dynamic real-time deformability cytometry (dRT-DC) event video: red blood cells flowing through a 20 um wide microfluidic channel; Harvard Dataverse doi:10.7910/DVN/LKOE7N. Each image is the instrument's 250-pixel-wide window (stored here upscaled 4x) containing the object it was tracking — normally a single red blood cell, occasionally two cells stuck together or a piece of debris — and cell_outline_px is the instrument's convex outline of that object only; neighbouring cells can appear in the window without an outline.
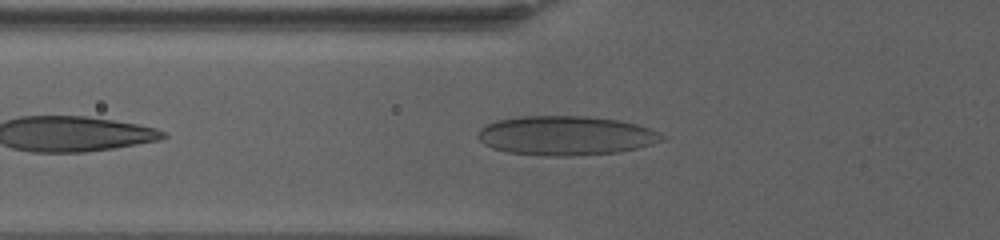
{"species": "human", "species_latin": "Homo sapiens", "temperature_condition": "warm", "stored_images_in_passage": 51, "camera_frame_rate_fps": 3000, "um_per_image_px": 0.085, "donor": {"sex": "female"}, "frame": {"image": 1, "passage_image": 6, "time_ms": 1.667, "image_size_px": [1000, 240], "cell_outline_px": [[668, 136], [664, 140], [652, 144], [636, 148], [616, 152], [568, 156], [544, 156], [508, 152], [492, 148], [484, 144], [476, 136], [476, 132], [484, 124], [496, 120], [520, 116], [588, 116], [620, 120], [636, 124], [660, 132]], "centroid_in_image_um": [48.07, 11.52], "position_along_channel_um": 77.7, "area_um2": 42.48}}
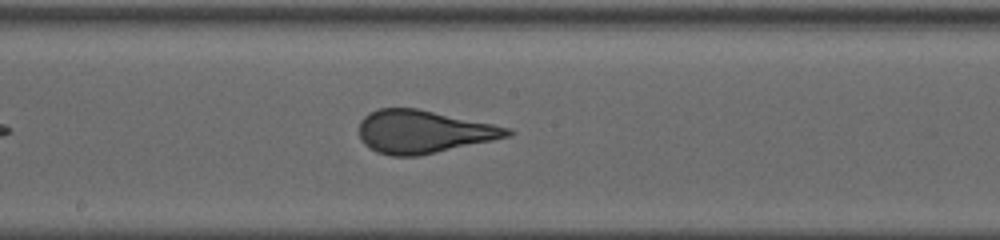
{"frame": {"image": 2, "passage_image": 20, "time_ms": 6.333, "image_size_px": [1000, 240], "cell_outline_px": [[516, 132], [512, 136], [420, 156], [392, 156], [376, 152], [364, 144], [360, 140], [360, 120], [368, 112], [380, 108], [416, 108], [512, 128]], "centroid_in_image_um": [36.0, 11.2], "position_along_channel_um": 212.2, "area_um2": 37.28}}
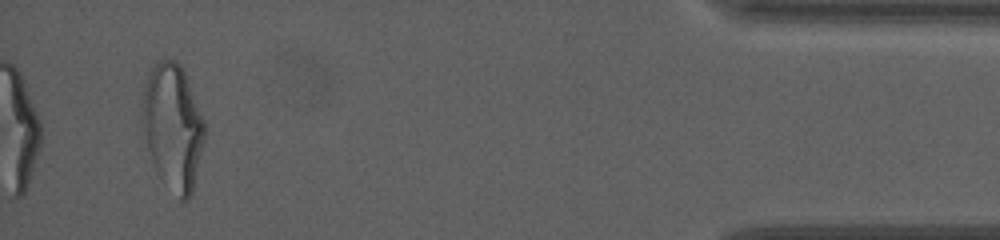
{"frame": {"image": 3, "passage_image": 48, "time_ms": 15.667, "image_size_px": [1000, 240], "cell_outline_px": [[204, 140], [192, 192], [188, 200], [180, 200], [156, 168], [152, 160], [148, 148], [140, 108], [144, 88], [148, 76], [156, 60], [176, 60], [180, 64], [184, 72], [204, 120]], "centroid_in_image_um": [14.69, 10.72], "position_along_channel_um": 420.5, "area_um2": 44.68}, "authors_computed_cell_mechanics": {"area_um2": 37.859, "velocity_mm_per_s": 2.8854, "shape_relaxation_time_tau1_ms": 6.9335, "shape_relaxation_time_tau2_ms": null, "deformation_change_tau1": 0.2244, "deformation_change_tau2": null}}